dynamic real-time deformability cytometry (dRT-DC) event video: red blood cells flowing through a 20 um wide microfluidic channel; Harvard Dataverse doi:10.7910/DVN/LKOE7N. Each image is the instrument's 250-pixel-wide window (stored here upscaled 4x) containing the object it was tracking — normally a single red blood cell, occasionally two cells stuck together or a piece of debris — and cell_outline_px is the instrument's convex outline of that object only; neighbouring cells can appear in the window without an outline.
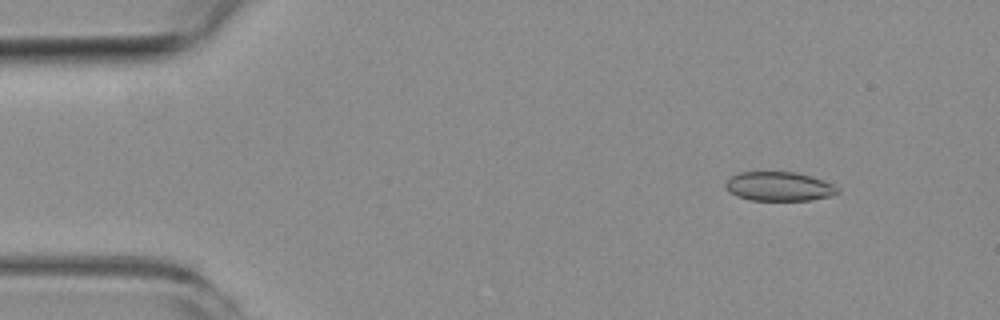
{"species": "common noctule bat (a hibernating species)", "species_latin": "Nyctalus noctula", "temperature_condition": "room temperature", "stored_images_in_passage": 4, "camera_frame_rate_fps": 3000, "um_per_image_px": 0.085, "animal": {"sex": "female", "body_mass_g": 19.3, "forearm_length_mm": 54.1}, "frame": {"image": 1, "passage_image": 1, "time_ms": 0.0, "image_size_px": [1000, 320], "cell_outline_px": [[840, 192], [832, 196], [808, 200], [752, 200], [736, 196], [728, 192], [724, 188], [724, 180], [740, 172], [796, 172], [812, 176], [824, 180], [840, 188]], "centroid_in_image_um": [66.2, 15.84], "position_along_channel_um": 18.8, "area_um2": 19.31}}